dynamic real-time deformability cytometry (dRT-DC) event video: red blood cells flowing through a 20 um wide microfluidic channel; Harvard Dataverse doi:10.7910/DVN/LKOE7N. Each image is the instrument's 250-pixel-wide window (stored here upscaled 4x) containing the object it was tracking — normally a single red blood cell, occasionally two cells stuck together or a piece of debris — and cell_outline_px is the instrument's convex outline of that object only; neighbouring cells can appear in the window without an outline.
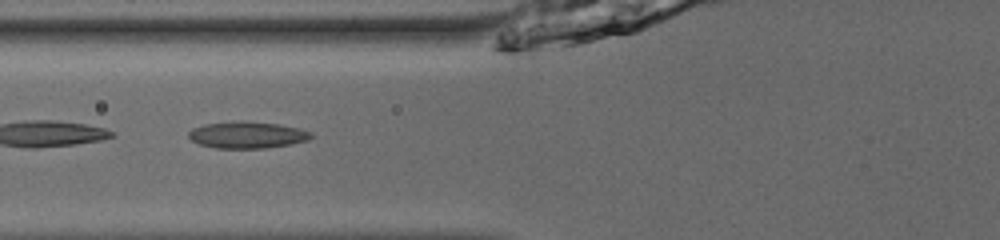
{"species": "common noctule bat (a hibernating species)", "species_latin": "Nyctalus noctula", "temperature_condition": "room temperature", "stored_images_in_passage": 52, "camera_frame_rate_fps": 3000, "um_per_image_px": 0.085, "animal": {"sex": "male", "body_mass_g": 13.0, "forearm_length_mm": 53.1}, "frame": {"image": 1, "passage_image": 23, "time_ms": 7.333, "image_size_px": [1000, 240], "cell_outline_px": [[312, 136], [308, 140], [292, 144], [264, 148], [216, 148], [200, 144], [192, 140], [188, 136], [188, 132], [192, 128], [204, 124], [280, 124], [300, 128], [312, 132]], "centroid_in_image_um": [21.06, 11.52], "position_along_channel_um": 104.7, "area_um2": 18.09}, "authors_computed_cell_mechanics": {"area_um2": 19.2185, "velocity_mm_per_s": 3.925, "shape_relaxation_time_tau1_ms": 3.9114, "shape_relaxation_time_tau2_ms": 3.9099, "deformation_change_tau1": 0.1271, "deformation_change_tau2": 0.0796}}